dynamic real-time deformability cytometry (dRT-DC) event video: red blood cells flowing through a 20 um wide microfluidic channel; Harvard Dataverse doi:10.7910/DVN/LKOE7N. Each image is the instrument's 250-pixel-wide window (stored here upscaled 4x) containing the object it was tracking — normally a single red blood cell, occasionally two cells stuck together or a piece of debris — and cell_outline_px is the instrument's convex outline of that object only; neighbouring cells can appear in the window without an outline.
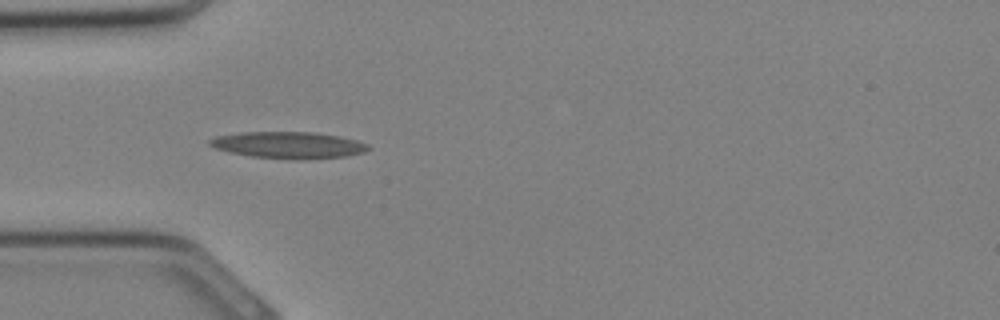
{"species": "Egyptian fruit bat (a non-hibernating species)", "species_latin": "Rousettus aegyptiacus", "temperature_condition": "cold", "stored_images_in_passage": 8, "camera_frame_rate_fps": 3000, "um_per_image_px": 0.085, "animal": {"sex": "female"}, "frame": {"image": 1, "passage_image": 1, "time_ms": 0.0, "image_size_px": [1000, 320], "cell_outline_px": [[372, 148], [364, 152], [344, 156], [292, 160], [252, 156], [228, 152], [216, 148], [208, 144], [208, 140], [216, 136], [240, 132], [312, 132], [340, 136], [356, 140], [368, 144]], "centroid_in_image_um": [24.51, 12.32], "position_along_channel_um": 60.5, "area_um2": 24.62}}